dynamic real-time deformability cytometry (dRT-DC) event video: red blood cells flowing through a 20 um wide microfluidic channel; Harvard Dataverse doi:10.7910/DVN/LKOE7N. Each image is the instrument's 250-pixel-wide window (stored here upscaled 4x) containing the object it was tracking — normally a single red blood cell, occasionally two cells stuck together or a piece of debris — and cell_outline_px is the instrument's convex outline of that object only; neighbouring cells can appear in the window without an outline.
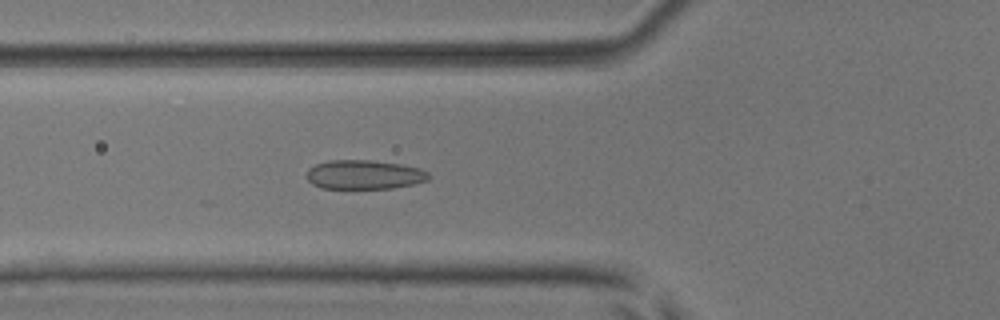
{"species": "common noctule bat (a hibernating species)", "species_latin": "Nyctalus noctula", "temperature_condition": "room temperature", "stored_images_in_passage": 54, "camera_frame_rate_fps": 3000, "um_per_image_px": 0.085, "animal": {"sex": "male", "body_mass_g": 17.9, "forearm_length_mm": 54.2}, "frame": {"image": 1, "passage_image": 20, "time_ms": 6.333, "image_size_px": [1000, 320], "cell_outline_px": [[428, 180], [412, 184], [392, 188], [320, 188], [312, 184], [308, 180], [308, 168], [316, 164], [328, 160], [368, 160], [400, 164], [420, 168], [428, 172]], "centroid_in_image_um": [30.94, 14.84], "position_along_channel_um": 94.9, "area_um2": 20.58}}
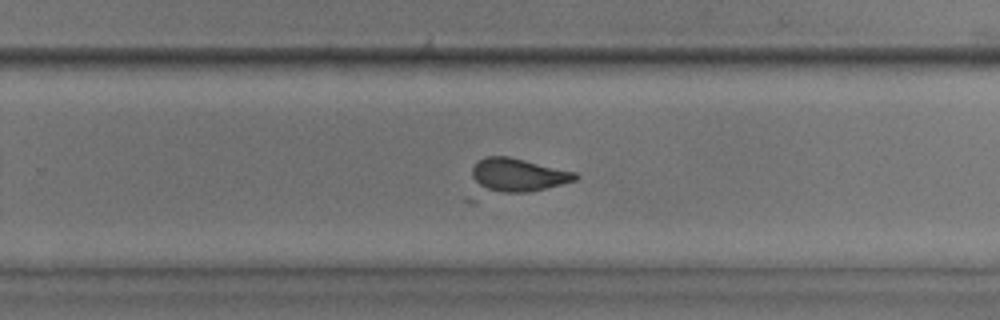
{"frame": {"image": 2, "passage_image": 35, "time_ms": 11.333, "image_size_px": [1000, 320], "cell_outline_px": [[580, 176], [576, 180], [528, 192], [476, 204], [468, 204], [464, 200], [472, 168], [476, 160], [484, 156], [508, 156], [576, 172]], "centroid_in_image_um": [43.45, 15.15], "position_along_channel_um": 286.3, "area_um2": 24.51}}
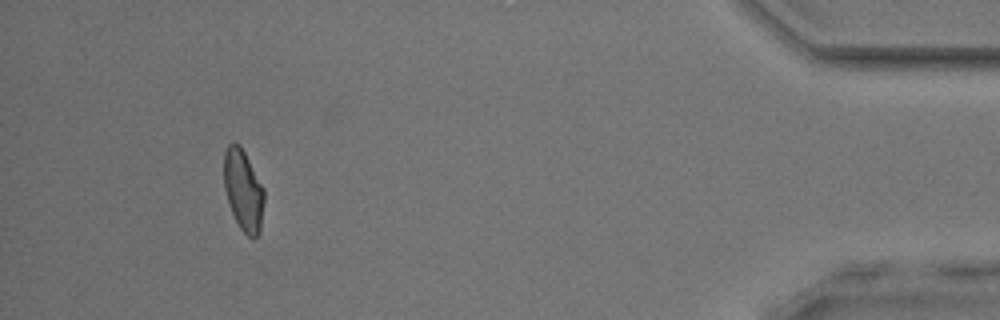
{"frame": {"image": 3, "passage_image": 50, "time_ms": 16.333, "image_size_px": [1000, 320], "cell_outline_px": [[264, 200], [260, 232], [252, 240], [240, 228], [232, 212], [224, 188], [224, 152], [228, 144], [232, 140], [240, 144], [264, 188]], "centroid_in_image_um": [20.68, 16.14], "position_along_channel_um": 414.5, "area_um2": 19.07}}